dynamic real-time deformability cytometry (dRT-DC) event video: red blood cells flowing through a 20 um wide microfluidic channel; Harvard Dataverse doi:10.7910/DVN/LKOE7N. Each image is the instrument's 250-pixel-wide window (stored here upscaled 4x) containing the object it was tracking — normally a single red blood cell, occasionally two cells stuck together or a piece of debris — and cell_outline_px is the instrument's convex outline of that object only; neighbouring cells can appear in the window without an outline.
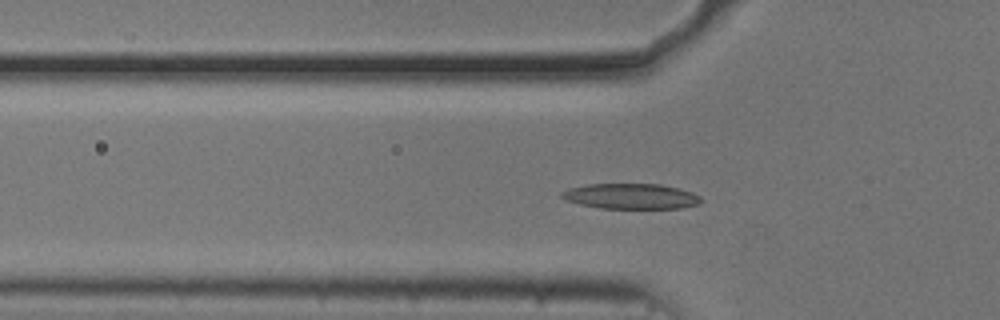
{"species": "common noctule bat (a hibernating species)", "species_latin": "Nyctalus noctula", "temperature_condition": "cold", "stored_images_in_passage": 56, "camera_frame_rate_fps": 3000, "um_per_image_px": 0.085, "animal": {"sex": "male", "body_mass_g": 20.5, "forearm_length_mm": 52.5}, "frame": {"image": 1, "passage_image": 18, "time_ms": 5.667, "image_size_px": [1000, 320], "cell_outline_px": [[700, 204], [680, 208], [600, 208], [580, 204], [568, 200], [560, 196], [560, 192], [568, 188], [588, 184], [660, 184], [680, 188], [692, 192], [700, 196]], "centroid_in_image_um": [53.64, 16.67], "position_along_channel_um": 72.2, "area_um2": 20.58}}
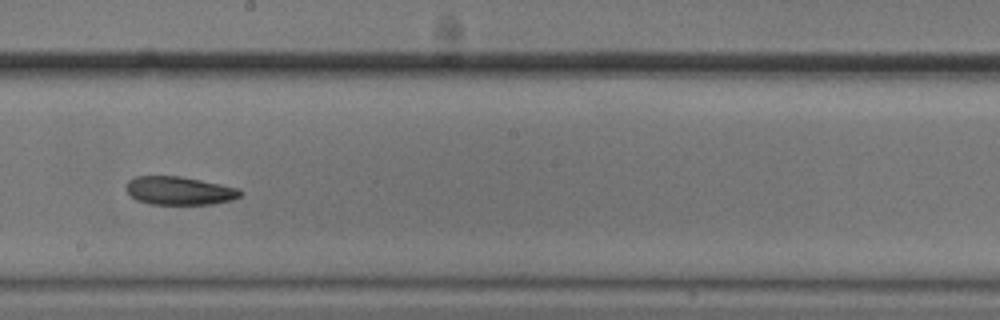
{"frame": {"image": 2, "passage_image": 31, "time_ms": 10.0, "image_size_px": [1000, 320], "cell_outline_px": [[240, 196], [232, 200], [212, 204], [148, 204], [136, 200], [124, 188], [128, 180], [136, 176], [180, 176], [240, 188]], "centroid_in_image_um": [15.21, 16.21], "position_along_channel_um": 233.0, "area_um2": 18.84}}
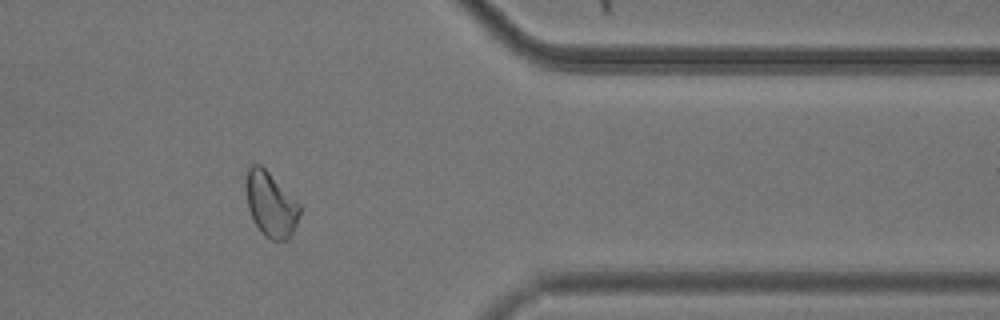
{"frame": {"image": 3, "passage_image": 45, "time_ms": 14.667, "image_size_px": [1000, 320], "cell_outline_px": [[300, 212], [296, 224], [292, 232], [284, 240], [272, 240], [264, 236], [260, 232], [248, 208], [244, 188], [244, 184], [248, 168], [252, 164], [260, 164], [300, 204]], "centroid_in_image_um": [22.97, 17.35], "position_along_channel_um": 388.4, "area_um2": 20.11}, "authors_computed_cell_mechanics": {"area_um2": 20.3745, "velocity_mm_per_s": 3.6961, "shape_relaxation_time_tau1_ms": null, "shape_relaxation_time_tau2_ms": 7.4782, "deformation_change_tau1": null, "deformation_change_tau2": 0.1462}}